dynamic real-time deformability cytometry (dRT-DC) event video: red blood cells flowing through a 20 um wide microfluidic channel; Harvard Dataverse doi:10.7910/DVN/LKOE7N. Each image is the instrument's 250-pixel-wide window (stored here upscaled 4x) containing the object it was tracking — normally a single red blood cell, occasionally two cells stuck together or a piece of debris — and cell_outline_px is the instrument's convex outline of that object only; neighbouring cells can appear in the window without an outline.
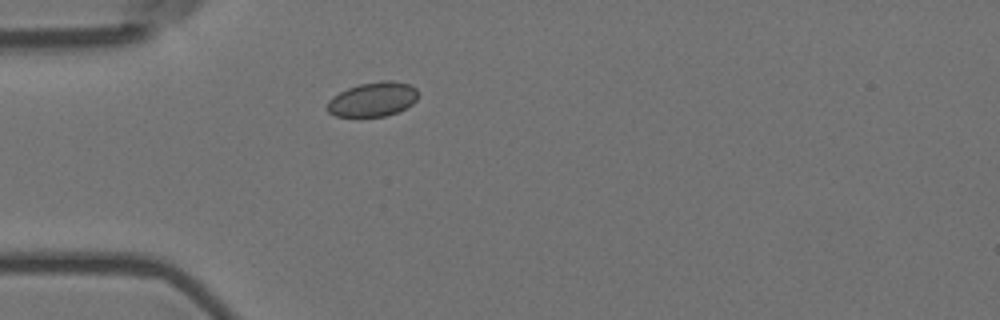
{"species": "Egyptian fruit bat (a non-hibernating species)", "species_latin": "Rousettus aegyptiacus", "temperature_condition": "room temperature", "stored_images_in_passage": 4, "camera_frame_rate_fps": 3000, "um_per_image_px": 0.085, "animal": {"sex": "female"}, "frame": {"image": 1, "passage_image": 2, "time_ms": 0.333, "image_size_px": [1000, 320], "cell_outline_px": [[420, 92], [416, 100], [412, 104], [396, 112], [384, 116], [336, 116], [328, 112], [324, 108], [328, 100], [332, 96], [348, 88], [360, 84], [380, 80], [392, 80], [412, 84]], "centroid_in_image_um": [31.69, 8.42], "position_along_channel_um": 53.3, "area_um2": 18.44}}
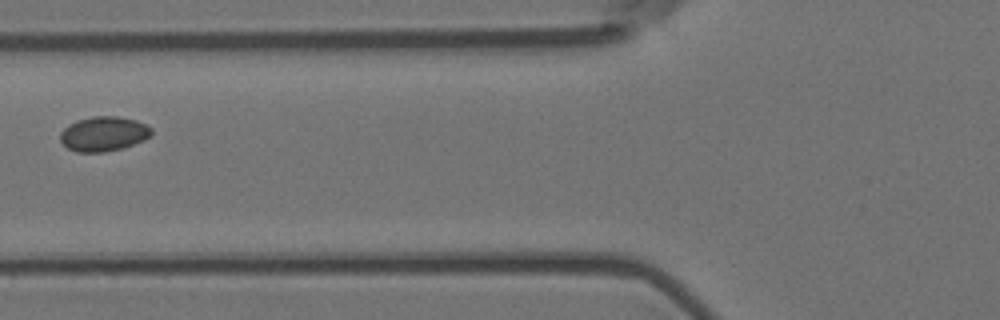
{"frame": {"image": 2, "passage_image": 4, "time_ms": 1.0, "image_size_px": [1000, 320], "cell_outline_px": [[152, 136], [144, 140], [120, 148], [104, 152], [76, 152], [68, 148], [60, 140], [60, 132], [68, 124], [76, 120], [92, 116], [116, 116], [136, 120], [152, 128]], "centroid_in_image_um": [8.79, 11.37], "position_along_channel_um": 117.0, "area_um2": 18.44}}